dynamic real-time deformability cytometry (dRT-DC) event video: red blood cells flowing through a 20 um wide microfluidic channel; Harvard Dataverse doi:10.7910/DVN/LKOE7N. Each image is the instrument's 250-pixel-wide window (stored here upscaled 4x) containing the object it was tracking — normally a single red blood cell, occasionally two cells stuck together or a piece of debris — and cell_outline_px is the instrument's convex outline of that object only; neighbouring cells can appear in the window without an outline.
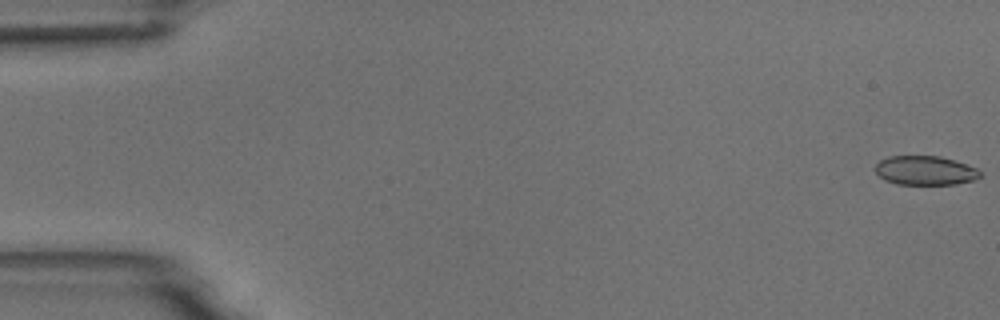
{"species": "common noctule bat (a hibernating species)", "species_latin": "Nyctalus noctula", "temperature_condition": "room temperature", "stored_images_in_passage": 8, "camera_frame_rate_fps": 3000, "um_per_image_px": 0.085, "animal": {"sex": "male", "body_mass_g": 18.8}, "frame": {"image": 1, "passage_image": 1, "time_ms": 0.0, "image_size_px": [1000, 320], "cell_outline_px": [[980, 176], [976, 180], [956, 184], [896, 184], [884, 180], [876, 172], [876, 164], [880, 160], [888, 156], [940, 156], [976, 168], [980, 172]], "centroid_in_image_um": [78.62, 14.5], "position_along_channel_um": 6.4, "area_um2": 17.69}}
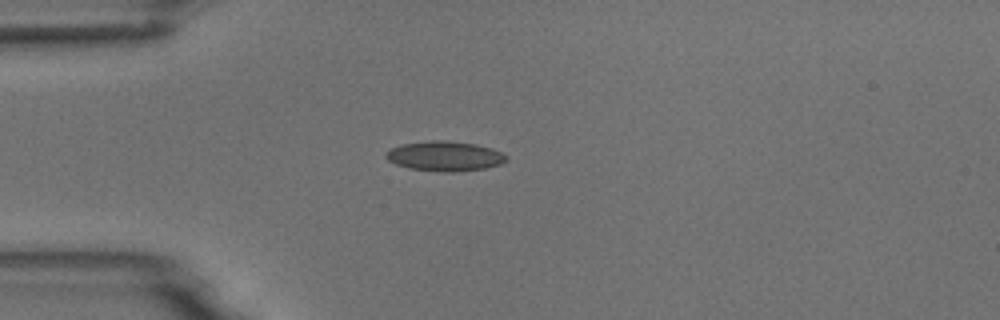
{"frame": {"image": 2, "passage_image": 5, "time_ms": 4.667, "image_size_px": [1000, 320], "cell_outline_px": [[508, 160], [500, 164], [484, 168], [452, 172], [444, 172], [408, 168], [396, 164], [388, 160], [384, 156], [392, 148], [400, 144], [432, 140], [440, 140], [476, 144], [492, 148], [508, 156]], "centroid_in_image_um": [37.81, 13.27], "position_along_channel_um": 47.2, "area_um2": 20.81}}